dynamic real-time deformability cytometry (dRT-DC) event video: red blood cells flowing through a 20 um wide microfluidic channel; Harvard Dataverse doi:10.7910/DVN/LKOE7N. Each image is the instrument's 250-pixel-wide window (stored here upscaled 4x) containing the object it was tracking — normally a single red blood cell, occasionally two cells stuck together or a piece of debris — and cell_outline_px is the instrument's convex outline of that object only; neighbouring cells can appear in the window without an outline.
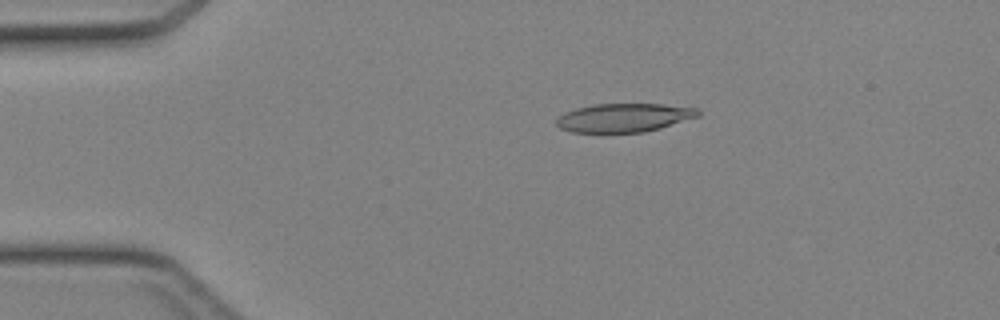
{"species": "Egyptian fruit bat (a non-hibernating species)", "species_latin": "Rousettus aegyptiacus", "temperature_condition": "cold", "stored_images_in_passage": 45, "camera_frame_rate_fps": 3000, "um_per_image_px": 0.085, "animal": {"sex": "female"}, "frame": {"image": 1, "passage_image": 9, "time_ms": 2.667, "image_size_px": [1000, 320], "cell_outline_px": [[700, 116], [660, 128], [644, 132], [572, 132], [560, 128], [556, 124], [556, 120], [564, 112], [576, 108], [592, 104], [660, 104], [696, 108], [700, 112]], "centroid_in_image_um": [53.03, 10.0], "position_along_channel_um": 32.0, "area_um2": 23.52}}
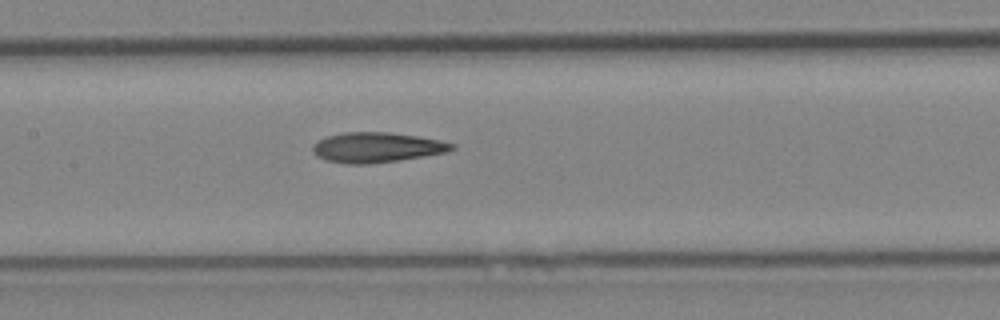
{"frame": {"image": 2, "passage_image": 22, "time_ms": 7.0, "image_size_px": [1000, 320], "cell_outline_px": [[456, 148], [444, 152], [424, 156], [400, 160], [368, 164], [348, 164], [324, 160], [316, 156], [312, 152], [312, 144], [328, 136], [344, 132], [388, 132], [416, 136], [440, 140], [456, 144]], "centroid_in_image_um": [32.0, 12.53], "position_along_channel_um": 175.4, "area_um2": 24.39}}
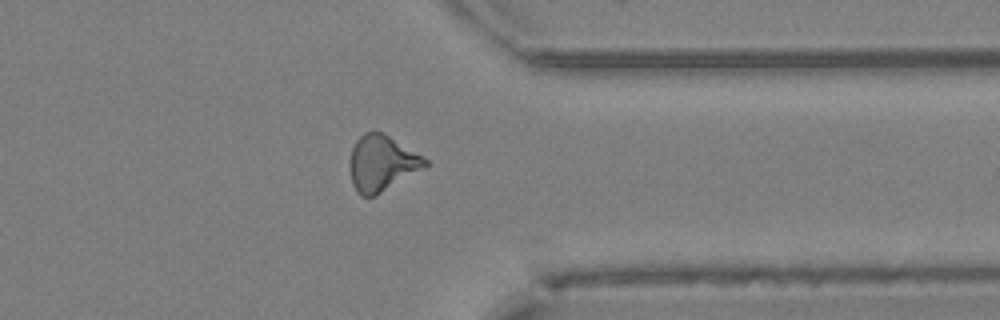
{"frame": {"image": 3, "passage_image": 36, "time_ms": 11.667, "image_size_px": [1000, 320], "cell_outline_px": [[432, 164], [376, 196], [360, 196], [356, 192], [352, 184], [352, 148], [356, 140], [364, 132], [372, 128], [388, 136], [424, 156]], "centroid_in_image_um": [32.5, 13.87], "position_along_channel_um": 378.9, "area_um2": 24.51}}